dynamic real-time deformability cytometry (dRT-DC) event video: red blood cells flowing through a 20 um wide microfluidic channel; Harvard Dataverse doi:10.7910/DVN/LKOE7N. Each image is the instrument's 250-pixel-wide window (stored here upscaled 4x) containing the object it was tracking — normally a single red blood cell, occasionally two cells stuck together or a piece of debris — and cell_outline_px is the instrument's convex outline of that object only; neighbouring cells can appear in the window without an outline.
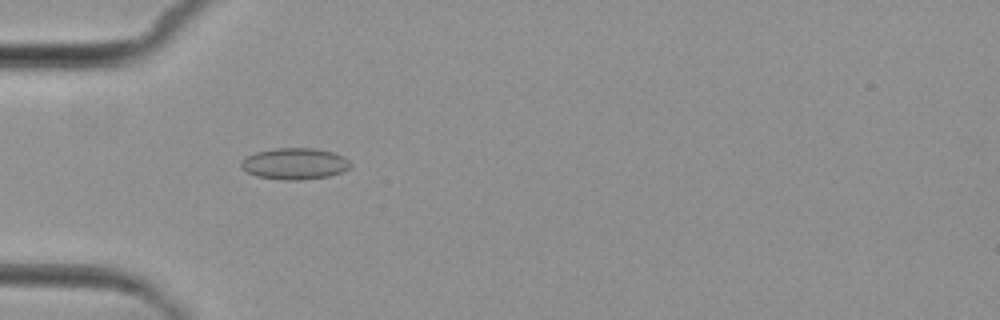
{"species": "common noctule bat (a hibernating species)", "species_latin": "Nyctalus noctula", "temperature_condition": "cold", "stored_images_in_passage": 7, "camera_frame_rate_fps": 3000, "um_per_image_px": 0.085, "animal": {"sex": "female", "body_mass_g": 29.2, "forearm_length_mm": 56.3}, "frame": {"image": 1, "passage_image": 5, "time_ms": 4.667, "image_size_px": [1000, 320], "cell_outline_px": [[352, 164], [348, 168], [340, 172], [328, 176], [300, 180], [284, 180], [256, 176], [240, 168], [240, 160], [256, 152], [272, 148], [316, 148], [332, 152], [344, 156]], "centroid_in_image_um": [25.02, 13.91], "position_along_channel_um": 60.0, "area_um2": 20.06}}
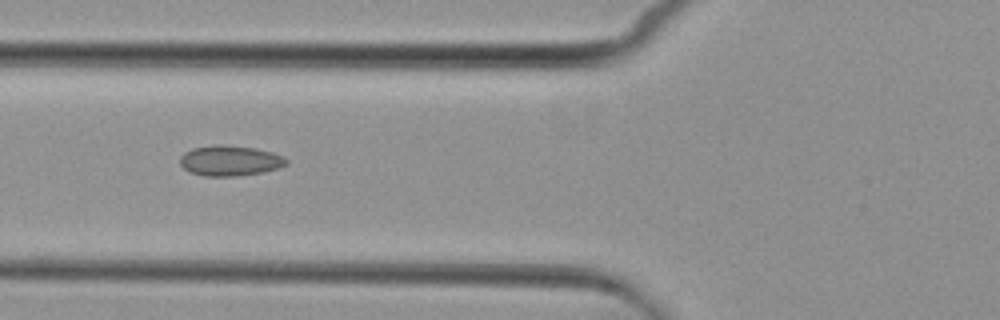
{"frame": {"image": 2, "passage_image": 6, "time_ms": 6.0, "image_size_px": [1000, 320], "cell_outline_px": [[288, 164], [264, 172], [236, 176], [204, 176], [188, 172], [180, 164], [180, 156], [184, 152], [192, 148], [216, 144], [220, 144], [256, 148], [272, 152], [284, 156], [288, 160]], "centroid_in_image_um": [19.53, 13.65], "position_along_channel_um": 106.3, "area_um2": 19.02}}
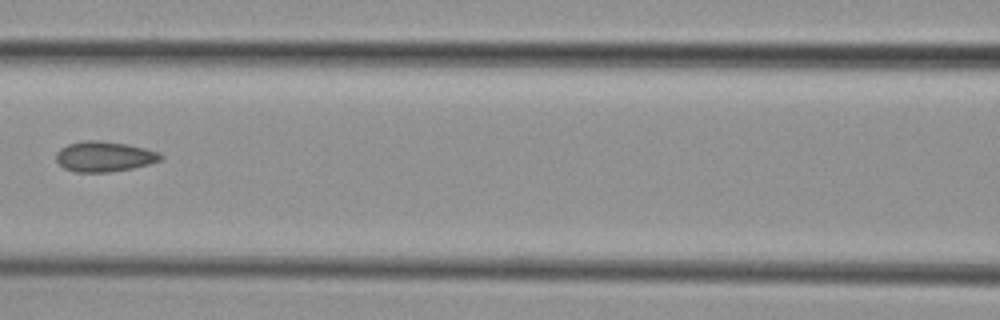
{"frame": {"image": 3, "passage_image": 7, "time_ms": 7.333, "image_size_px": [1000, 320], "cell_outline_px": [[164, 156], [160, 160], [148, 164], [132, 168], [108, 172], [76, 172], [64, 168], [56, 160], [56, 152], [60, 148], [68, 144], [84, 140], [100, 140], [128, 144], [160, 152]], "centroid_in_image_um": [8.85, 13.29], "position_along_channel_um": 157.7, "area_um2": 18.5}}